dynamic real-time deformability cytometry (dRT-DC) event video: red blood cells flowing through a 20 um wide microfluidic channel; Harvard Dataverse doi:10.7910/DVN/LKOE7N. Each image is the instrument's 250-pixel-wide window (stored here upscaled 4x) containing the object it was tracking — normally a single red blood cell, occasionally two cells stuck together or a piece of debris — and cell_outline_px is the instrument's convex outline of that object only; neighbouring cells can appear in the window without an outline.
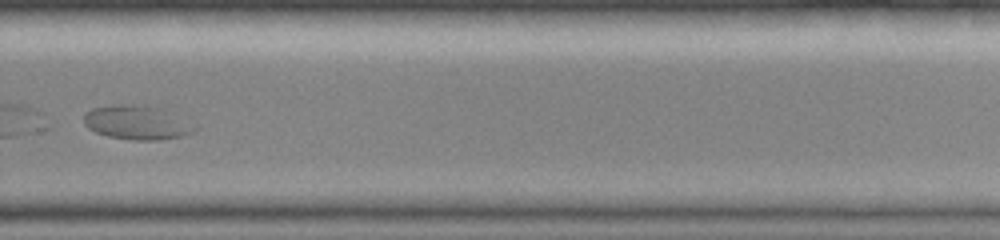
{"species": "common noctule bat (a hibernating species)", "species_latin": "Nyctalus noctula", "temperature_condition": "room temperature", "stored_images_in_passage": 20, "camera_frame_rate_fps": 3000, "um_per_image_px": 0.085, "animal": {"sex": "female", "body_mass_g": 19.0, "forearm_length_mm": 51.5}, "frame": {"image": 1, "passage_image": 15, "time_ms": 8.0, "image_size_px": [1000, 240], "cell_outline_px": [[196, 128], [192, 132], [180, 136], [156, 140], [136, 140], [108, 136], [96, 132], [88, 128], [84, 124], [84, 116], [92, 108], [120, 104], [156, 108], [196, 124]], "centroid_in_image_um": [11.6, 10.44], "position_along_channel_um": 318.2, "area_um2": 21.21}}